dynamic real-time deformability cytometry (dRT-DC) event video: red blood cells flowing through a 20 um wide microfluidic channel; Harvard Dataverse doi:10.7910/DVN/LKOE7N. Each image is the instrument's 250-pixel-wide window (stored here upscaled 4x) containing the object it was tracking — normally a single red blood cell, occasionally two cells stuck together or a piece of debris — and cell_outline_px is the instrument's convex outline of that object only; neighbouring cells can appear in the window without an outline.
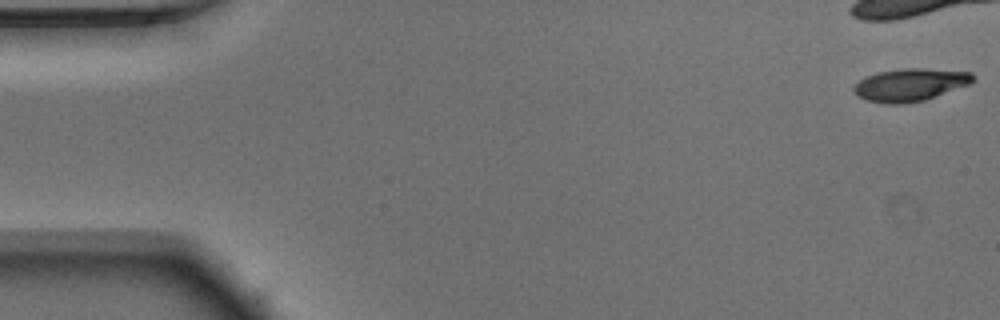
{"species": "Egyptian fruit bat (a non-hibernating species)", "species_latin": "Rousettus aegyptiacus", "temperature_condition": "warm", "stored_images_in_passage": 22, "camera_frame_rate_fps": 3000, "um_per_image_px": 0.085, "animal": {"sex": "male"}, "frame": {"image": 1, "passage_image": 1, "time_ms": 0.0, "image_size_px": [1000, 320], "cell_outline_px": [[976, 80], [972, 84], [924, 100], [904, 104], [884, 104], [868, 100], [860, 96], [852, 88], [864, 76], [876, 72], [904, 68], [920, 68], [972, 72], [976, 76]], "centroid_in_image_um": [77.42, 7.2], "position_along_channel_um": 7.6, "area_um2": 22.83}}